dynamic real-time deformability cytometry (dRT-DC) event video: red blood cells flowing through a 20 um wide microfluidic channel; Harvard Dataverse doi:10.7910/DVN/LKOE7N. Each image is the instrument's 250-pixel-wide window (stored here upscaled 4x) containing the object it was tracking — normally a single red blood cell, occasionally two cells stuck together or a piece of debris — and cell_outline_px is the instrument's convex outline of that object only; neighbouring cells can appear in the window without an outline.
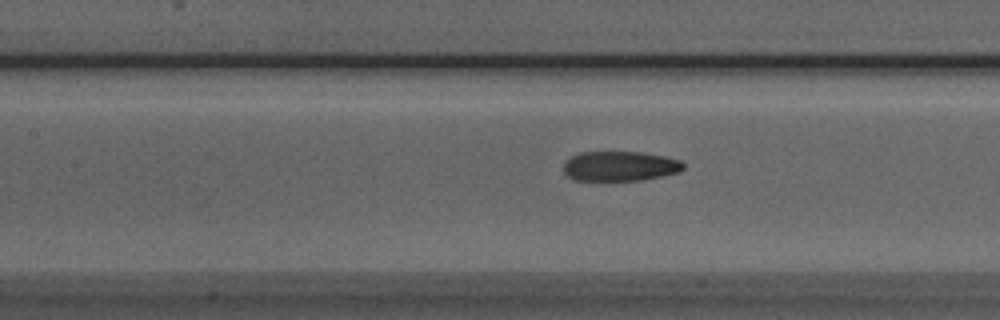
{"species": "Egyptian fruit bat (a non-hibernating species)", "species_latin": "Rousettus aegyptiacus", "temperature_condition": "room temperature", "stored_images_in_passage": 38, "camera_frame_rate_fps": 3000, "um_per_image_px": 0.085, "animal": {"sex": "male"}, "frame": {"image": 1, "passage_image": 15, "time_ms": 4.667, "image_size_px": [1000, 320], "cell_outline_px": [[684, 168], [680, 172], [640, 180], [576, 180], [568, 176], [564, 172], [564, 164], [572, 156], [580, 152], [640, 152], [664, 156], [680, 160], [684, 164]], "centroid_in_image_um": [52.71, 14.12], "position_along_channel_um": 154.7, "area_um2": 20.63}}
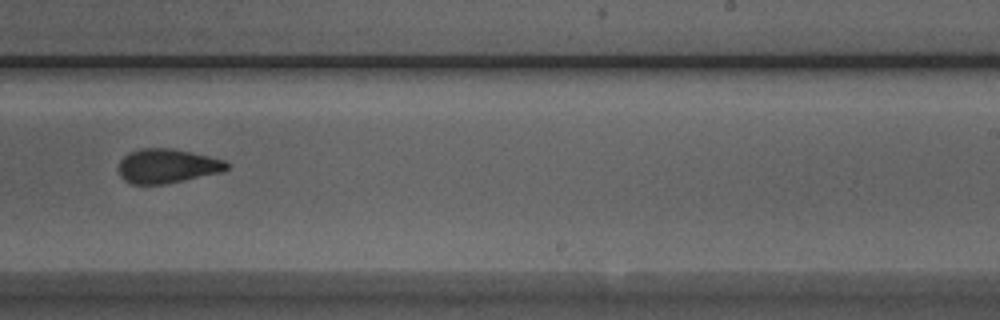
{"frame": {"image": 2, "passage_image": 24, "time_ms": 7.667, "image_size_px": [1000, 320], "cell_outline_px": [[228, 168], [224, 172], [164, 184], [132, 184], [124, 180], [120, 176], [120, 160], [128, 152], [140, 148], [172, 148], [192, 152], [224, 160], [228, 164]], "centroid_in_image_um": [14.22, 14.1], "position_along_channel_um": 274.8, "area_um2": 21.62}}
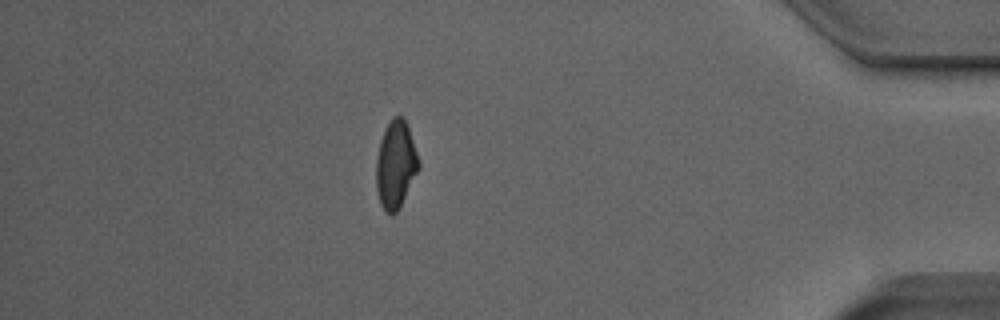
{"frame": {"image": 3, "passage_image": 37, "time_ms": 12.0, "image_size_px": [1000, 320], "cell_outline_px": [[420, 168], [396, 212], [392, 216], [380, 204], [376, 188], [376, 156], [380, 140], [392, 116], [404, 116], [420, 164]], "centroid_in_image_um": [33.61, 13.98], "position_along_channel_um": 401.6, "area_um2": 21.39}}